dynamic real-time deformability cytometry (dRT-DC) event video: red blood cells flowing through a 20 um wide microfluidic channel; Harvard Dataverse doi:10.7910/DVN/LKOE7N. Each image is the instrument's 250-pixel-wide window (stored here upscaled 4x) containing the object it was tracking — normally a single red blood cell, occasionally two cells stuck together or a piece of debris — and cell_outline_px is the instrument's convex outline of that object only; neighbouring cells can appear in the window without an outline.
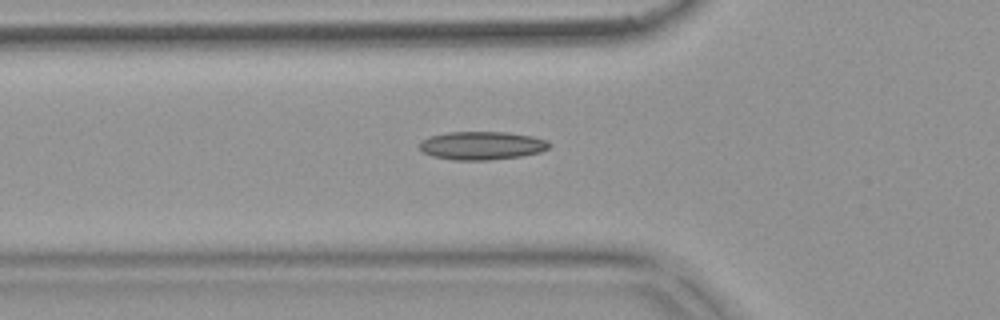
{"species": "common noctule bat (a hibernating species)", "species_latin": "Nyctalus noctula", "temperature_condition": "warm", "stored_images_in_passage": 36, "camera_frame_rate_fps": 3000, "um_per_image_px": 0.085, "animal": {"sex": "female", "body_mass_g": 18.4}, "frame": {"image": 1, "passage_image": 6, "time_ms": 1.667, "image_size_px": [1000, 320], "cell_outline_px": [[548, 148], [540, 152], [520, 156], [488, 160], [452, 160], [432, 156], [424, 152], [420, 148], [420, 140], [428, 136], [448, 132], [504, 132], [532, 136], [548, 140]], "centroid_in_image_um": [40.91, 12.37], "position_along_channel_um": 84.9, "area_um2": 21.33}}
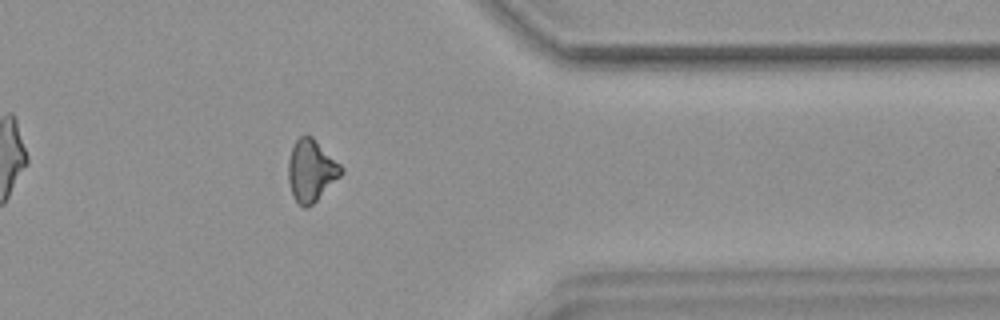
{"frame": {"image": 2, "passage_image": 31, "time_ms": 10.0, "image_size_px": [1000, 320], "cell_outline_px": [[344, 172], [312, 204], [304, 208], [292, 196], [288, 180], [288, 160], [292, 148], [296, 140], [300, 136], [312, 136], [344, 168]], "centroid_in_image_um": [26.44, 14.49], "position_along_channel_um": 385.0, "area_um2": 18.79}, "authors_computed_cell_mechanics": {"area_um2": 19.1896, "velocity_mm_per_s": 3.7618, "shape_relaxation_time_tau1_ms": 8.5825, "shape_relaxation_time_tau2_ms": null, "deformation_change_tau1": 0.1796, "deformation_change_tau2": null}}